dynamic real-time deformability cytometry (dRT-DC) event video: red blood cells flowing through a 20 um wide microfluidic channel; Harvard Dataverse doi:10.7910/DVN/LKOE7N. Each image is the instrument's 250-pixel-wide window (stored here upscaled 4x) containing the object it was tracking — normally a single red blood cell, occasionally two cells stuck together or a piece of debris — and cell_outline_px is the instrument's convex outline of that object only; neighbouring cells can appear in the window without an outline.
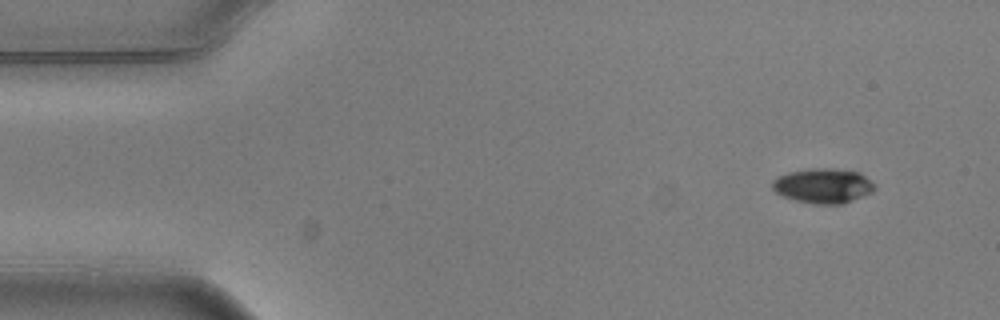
{"species": "common noctule bat (a hibernating species)", "species_latin": "Nyctalus noctula", "temperature_condition": "warm", "stored_images_in_passage": 4, "camera_frame_rate_fps": 3000, "um_per_image_px": 0.085, "animal": {"sex": "male", "body_mass_g": 20.5, "forearm_length_mm": 52.5}, "frame": {"image": 1, "passage_image": 1, "time_ms": 0.0, "image_size_px": [1000, 320], "cell_outline_px": [[876, 188], [872, 192], [852, 200], [840, 204], [812, 204], [796, 200], [784, 196], [776, 192], [772, 188], [772, 180], [788, 172], [812, 168], [832, 168], [860, 172], [876, 184]], "centroid_in_image_um": [69.99, 15.78], "position_along_channel_um": 15.0, "area_um2": 20.75}}
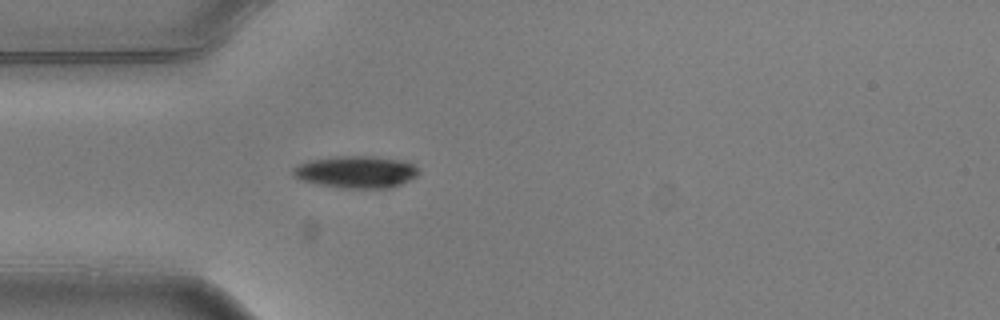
{"frame": {"image": 2, "passage_image": 4, "time_ms": 1.0, "image_size_px": [1000, 320], "cell_outline_px": [[420, 172], [416, 176], [400, 184], [388, 188], [340, 188], [316, 184], [300, 180], [292, 176], [292, 168], [308, 160], [336, 156], [372, 156], [404, 160], [416, 164]], "centroid_in_image_um": [30.26, 14.61], "position_along_channel_um": 54.7, "area_um2": 23.81}}